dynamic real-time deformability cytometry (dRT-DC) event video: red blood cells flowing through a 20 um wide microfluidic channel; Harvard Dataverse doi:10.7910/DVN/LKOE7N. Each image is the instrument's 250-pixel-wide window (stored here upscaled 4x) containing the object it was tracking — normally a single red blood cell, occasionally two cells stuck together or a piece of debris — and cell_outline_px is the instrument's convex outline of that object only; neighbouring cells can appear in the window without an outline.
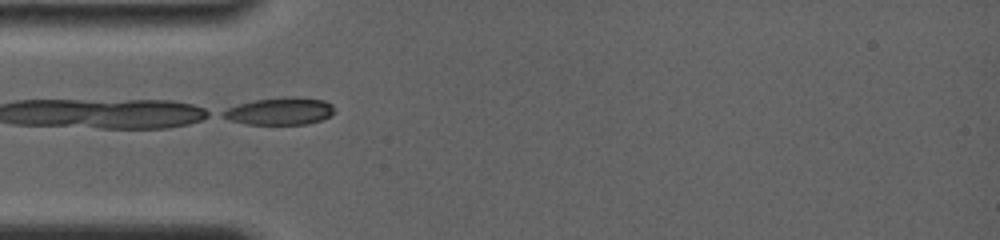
{"species": "common noctule bat (a hibernating species)", "species_latin": "Nyctalus noctula", "temperature_condition": "room temperature", "stored_images_in_passage": 32, "camera_frame_rate_fps": 4000, "um_per_image_px": 0.085, "animal": {"sex": "female", "body_mass_g": 19.0, "forearm_length_mm": 56.7}, "frame": {"image": 1, "passage_image": 1, "time_ms": 0.0, "image_size_px": [1000, 240], "cell_outline_px": [[332, 112], [328, 116], [320, 120], [308, 124], [248, 124], [228, 120], [220, 116], [220, 112], [228, 108], [240, 104], [256, 100], [292, 96], [296, 96], [324, 100], [332, 104]], "centroid_in_image_um": [23.75, 9.45], "position_along_channel_um": 61.2, "area_um2": 17.57}}
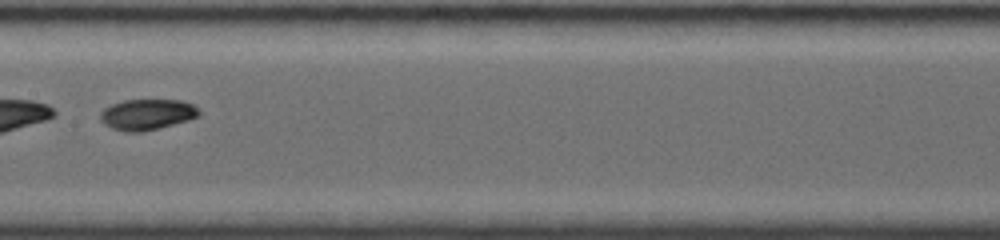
{"frame": {"image": 2, "passage_image": 11, "time_ms": 3.5, "image_size_px": [1000, 240], "cell_outline_px": [[200, 116], [188, 120], [140, 132], [124, 132], [112, 128], [104, 124], [100, 120], [100, 112], [104, 108], [112, 104], [124, 100], [180, 100], [192, 104], [200, 112]], "centroid_in_image_um": [12.47, 9.73], "position_along_channel_um": 194.9, "area_um2": 17.57}}
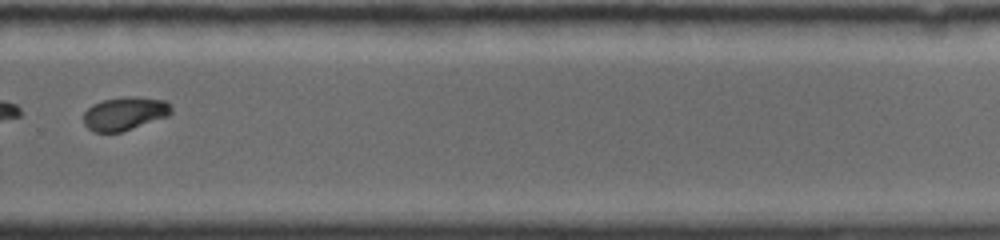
{"frame": {"image": 3, "passage_image": 20, "time_ms": 6.75, "image_size_px": [1000, 240], "cell_outline_px": [[172, 112], [168, 116], [120, 132], [92, 132], [84, 124], [84, 112], [92, 104], [104, 100], [132, 96], [136, 96], [164, 100], [172, 108]], "centroid_in_image_um": [10.59, 9.65], "position_along_channel_um": 319.2, "area_um2": 16.88}, "authors_computed_cell_mechanics": {"area_um2": 17.5134, "velocity_mm_per_s": 3.8353, "shape_relaxation_time_tau1_ms": null, "shape_relaxation_time_tau2_ms": 3.0979, "deformation_change_tau1": null, "deformation_change_tau2": 0.0481}}